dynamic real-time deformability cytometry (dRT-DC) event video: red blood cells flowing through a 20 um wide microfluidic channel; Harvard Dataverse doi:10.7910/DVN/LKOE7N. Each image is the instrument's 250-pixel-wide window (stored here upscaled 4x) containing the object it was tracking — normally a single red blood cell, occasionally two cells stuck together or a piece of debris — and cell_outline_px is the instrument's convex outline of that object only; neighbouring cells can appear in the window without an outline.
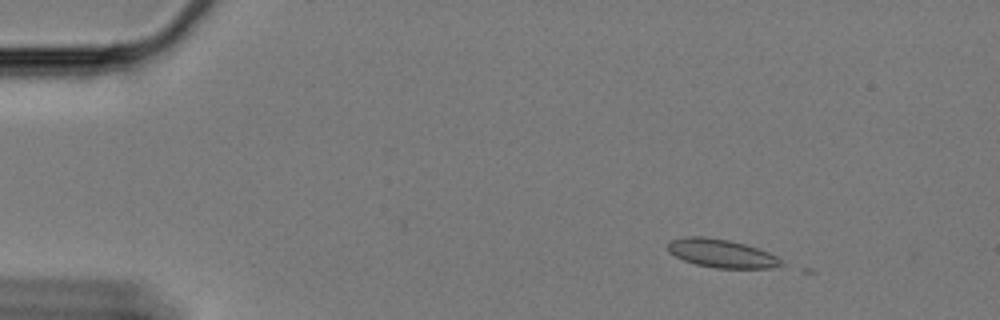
{"species": "Egyptian fruit bat (a non-hibernating species)", "species_latin": "Rousettus aegyptiacus", "temperature_condition": "cold", "stored_images_in_passage": 9, "camera_frame_rate_fps": 3000, "um_per_image_px": 0.085, "animal": {"sex": "female"}, "frame": {"image": 1, "passage_image": 1, "time_ms": 0.0, "image_size_px": [1000, 320], "cell_outline_px": [[784, 264], [772, 268], [716, 268], [696, 264], [684, 260], [668, 252], [668, 240], [684, 236], [704, 236], [728, 240], [744, 244], [768, 252], [776, 256]], "centroid_in_image_um": [61.28, 21.53], "position_along_channel_um": 23.7, "area_um2": 18.67}}